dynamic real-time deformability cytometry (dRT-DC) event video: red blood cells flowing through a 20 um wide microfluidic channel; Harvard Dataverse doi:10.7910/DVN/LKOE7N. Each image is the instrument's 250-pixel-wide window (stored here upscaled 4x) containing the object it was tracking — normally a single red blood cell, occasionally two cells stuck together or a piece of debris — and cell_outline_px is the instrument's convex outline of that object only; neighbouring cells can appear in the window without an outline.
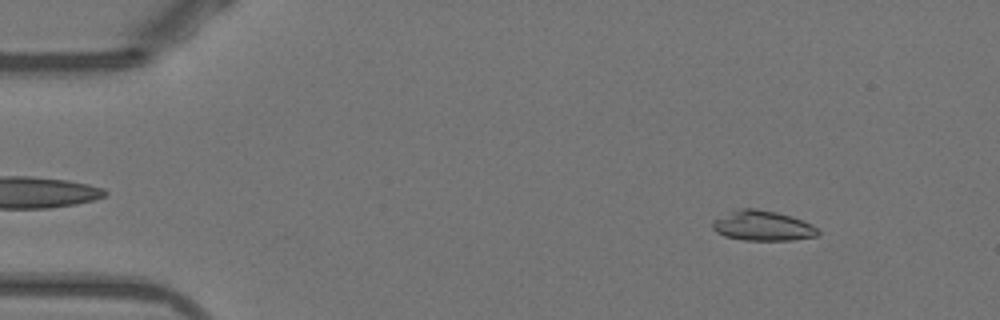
{"species": "Egyptian fruit bat (a non-hibernating species)", "species_latin": "Rousettus aegyptiacus", "temperature_condition": "warm", "stored_images_in_passage": 51, "camera_frame_rate_fps": 3000, "um_per_image_px": 0.085, "animal": {"sex": "female"}, "frame": {"image": 1, "passage_image": 6, "time_ms": 1.667, "image_size_px": [1000, 320], "cell_outline_px": [[820, 236], [792, 240], [744, 240], [724, 236], [716, 232], [712, 228], [712, 220], [740, 208], [756, 208], [776, 212], [792, 216], [812, 224], [820, 232]], "centroid_in_image_um": [64.84, 19.19], "position_along_channel_um": 20.2, "area_um2": 18.55}}
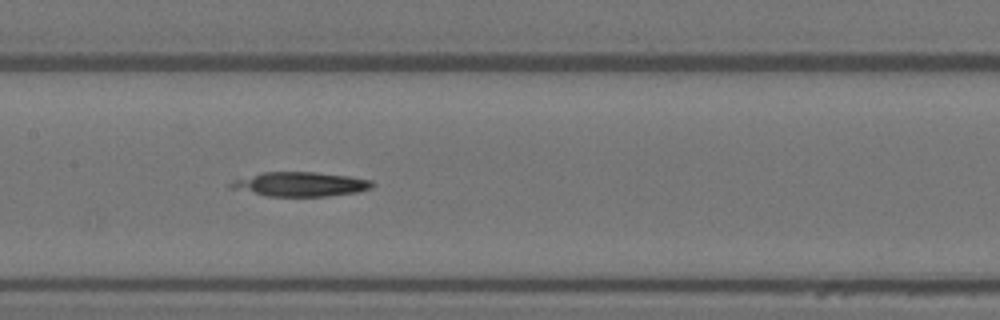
{"frame": {"image": 2, "passage_image": 25, "time_ms": 8.0, "image_size_px": [1000, 320], "cell_outline_px": [[376, 184], [372, 188], [356, 192], [328, 196], [268, 196], [228, 188], [228, 184], [236, 180], [260, 172], [316, 172], [348, 176], [372, 180]], "centroid_in_image_um": [25.54, 15.65], "position_along_channel_um": 181.9, "area_um2": 20.06}}
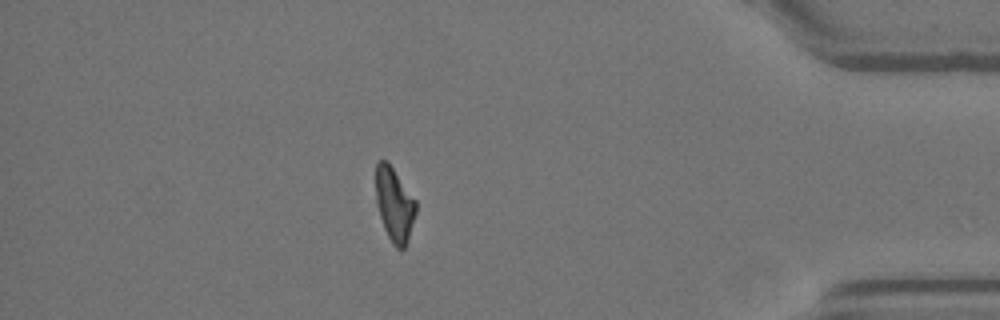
{"frame": {"image": 3, "passage_image": 45, "time_ms": 14.667, "image_size_px": [1000, 320], "cell_outline_px": [[416, 212], [404, 248], [396, 248], [392, 244], [384, 228], [380, 216], [376, 200], [376, 164], [380, 160], [384, 160], [392, 168], [416, 200]], "centroid_in_image_um": [33.51, 17.39], "position_along_channel_um": 401.7, "area_um2": 16.76}}